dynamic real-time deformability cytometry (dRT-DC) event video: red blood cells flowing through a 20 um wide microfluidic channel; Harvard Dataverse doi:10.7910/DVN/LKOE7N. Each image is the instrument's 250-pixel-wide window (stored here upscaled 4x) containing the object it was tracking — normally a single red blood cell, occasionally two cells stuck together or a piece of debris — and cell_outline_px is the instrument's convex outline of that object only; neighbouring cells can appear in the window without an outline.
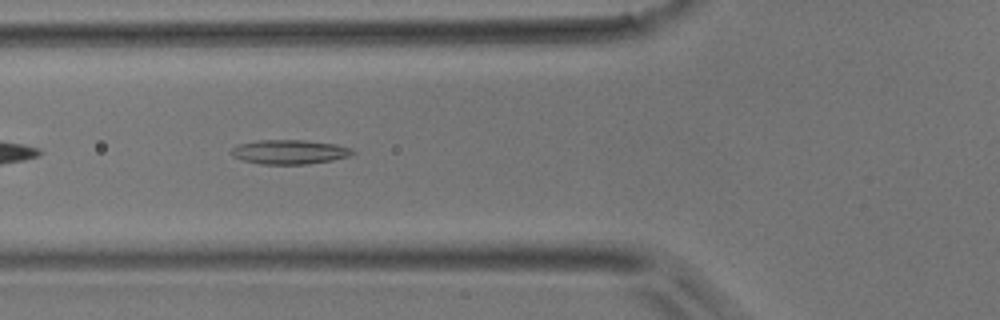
{"species": "common noctule bat (a hibernating species)", "species_latin": "Nyctalus noctula", "temperature_condition": "room temperature", "stored_images_in_passage": 38, "camera_frame_rate_fps": 3000, "um_per_image_px": 0.085, "animal": {"sex": "male", "body_mass_g": 17.9}, "frame": {"image": 1, "passage_image": 6, "time_ms": 1.667, "image_size_px": [1000, 320], "cell_outline_px": [[356, 152], [352, 156], [332, 160], [304, 164], [260, 164], [244, 160], [232, 156], [232, 148], [240, 144], [256, 140], [304, 140], [336, 144], [352, 148]], "centroid_in_image_um": [24.66, 12.91], "position_along_channel_um": 101.1, "area_um2": 17.17}}
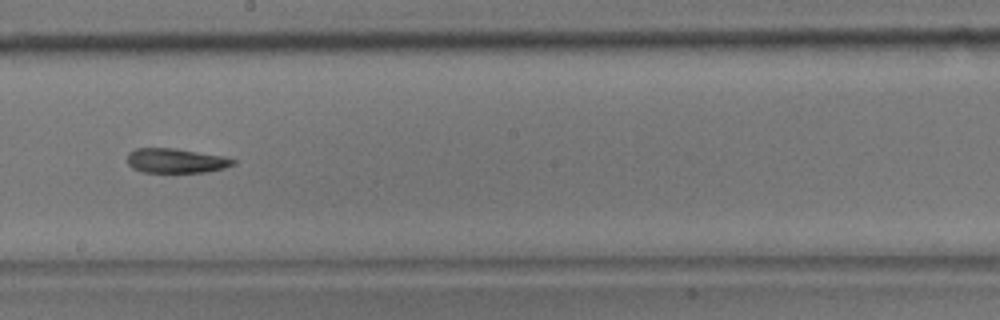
{"frame": {"image": 2, "passage_image": 16, "time_ms": 5.0, "image_size_px": [1000, 320], "cell_outline_px": [[236, 164], [224, 168], [208, 172], [144, 172], [132, 168], [128, 164], [128, 152], [136, 148], [176, 148], [224, 156], [236, 160]], "centroid_in_image_um": [14.98, 13.65], "position_along_channel_um": 233.2, "area_um2": 15.26}}
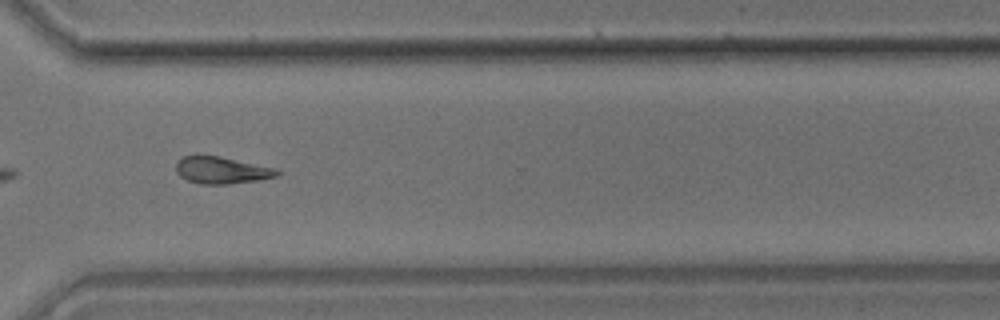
{"frame": {"image": 3, "passage_image": 25, "time_ms": 8.0, "image_size_px": [1000, 320], "cell_outline_px": [[280, 172], [276, 176], [256, 180], [228, 184], [200, 184], [188, 180], [180, 176], [176, 172], [176, 164], [184, 156], [220, 156], [276, 168]], "centroid_in_image_um": [18.84, 14.47], "position_along_channel_um": 351.8, "area_um2": 15.61}}